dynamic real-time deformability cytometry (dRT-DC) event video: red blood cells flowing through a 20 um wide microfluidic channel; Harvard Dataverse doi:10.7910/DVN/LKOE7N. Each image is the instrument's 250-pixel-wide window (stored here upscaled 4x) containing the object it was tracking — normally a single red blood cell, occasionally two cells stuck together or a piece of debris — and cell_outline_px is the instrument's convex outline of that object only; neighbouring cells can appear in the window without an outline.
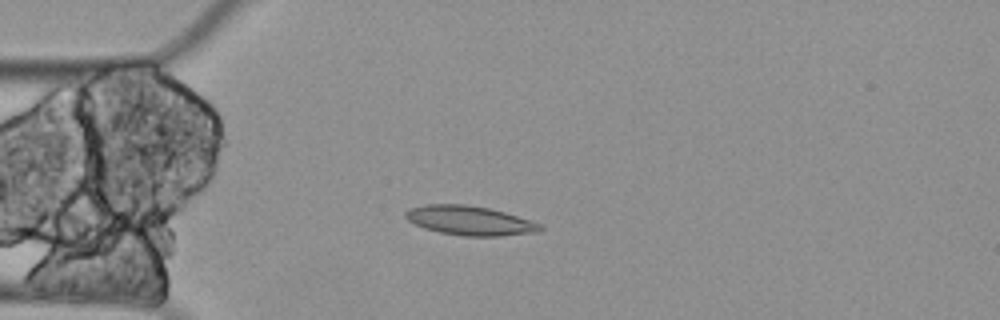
{"species": "Egyptian fruit bat (a non-hibernating species)", "species_latin": "Rousettus aegyptiacus", "temperature_condition": "cold", "stored_images_in_passage": 10, "camera_frame_rate_fps": 3000, "um_per_image_px": 0.085, "animal": {"sex": "female"}, "frame": {"image": 1, "passage_image": 3, "time_ms": 0.667, "image_size_px": [1000, 320], "cell_outline_px": [[544, 228], [540, 232], [500, 236], [464, 236], [440, 232], [424, 228], [408, 220], [404, 216], [404, 212], [412, 208], [424, 204], [464, 204], [488, 208], [504, 212], [532, 220], [540, 224]], "centroid_in_image_um": [39.96, 18.75], "position_along_channel_um": 45.0, "area_um2": 23.0}}
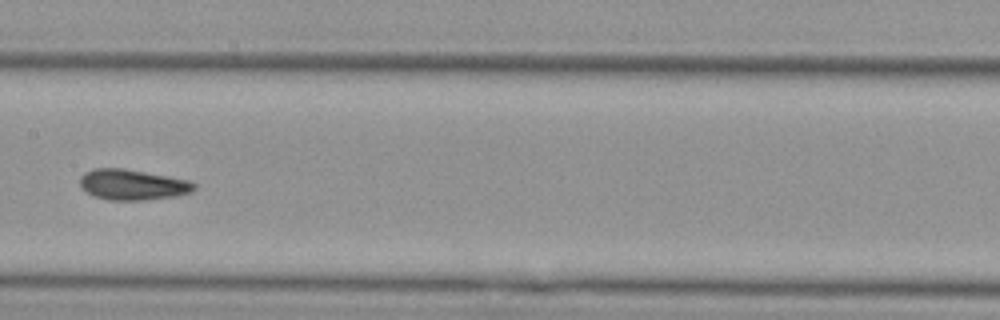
{"frame": {"image": 2, "passage_image": 7, "time_ms": 2.0, "image_size_px": [1000, 320], "cell_outline_px": [[196, 188], [192, 192], [176, 196], [144, 200], [108, 200], [92, 196], [80, 184], [80, 176], [84, 172], [92, 168], [124, 168], [168, 176], [188, 180], [196, 184]], "centroid_in_image_um": [11.26, 15.69], "position_along_channel_um": 196.1, "area_um2": 20.46}}
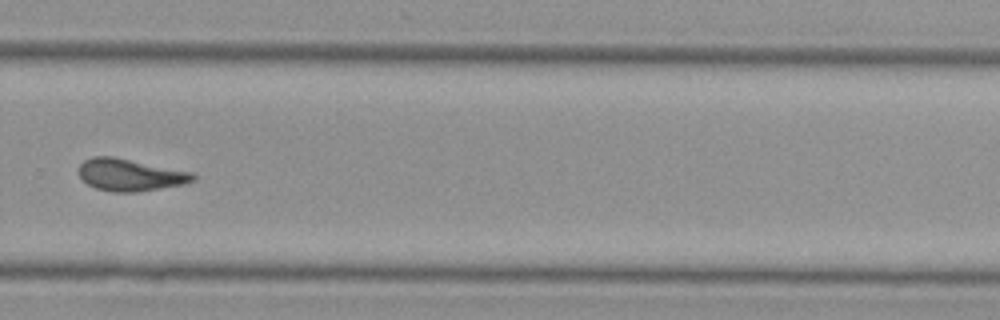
{"frame": {"image": 3, "passage_image": 10, "time_ms": 3.0, "image_size_px": [1000, 320], "cell_outline_px": [[196, 180], [184, 184], [136, 192], [112, 192], [96, 188], [88, 184], [80, 176], [80, 164], [84, 160], [92, 156], [112, 156], [192, 172], [196, 176]], "centroid_in_image_um": [11.07, 14.86], "position_along_channel_um": 318.7, "area_um2": 21.21}}